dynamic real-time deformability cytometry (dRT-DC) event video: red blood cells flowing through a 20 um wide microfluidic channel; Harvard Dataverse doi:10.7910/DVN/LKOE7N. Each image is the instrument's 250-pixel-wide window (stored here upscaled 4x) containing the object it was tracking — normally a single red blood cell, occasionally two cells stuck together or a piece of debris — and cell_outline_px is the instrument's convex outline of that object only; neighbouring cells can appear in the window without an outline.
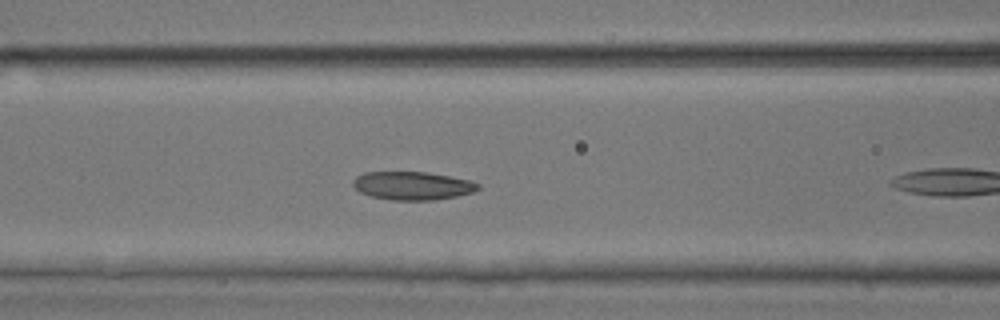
{"species": "common noctule bat (a hibernating species)", "species_latin": "Nyctalus noctula", "temperature_condition": "room temperature", "stored_images_in_passage": 10, "camera_frame_rate_fps": 3000, "um_per_image_px": 0.085, "animal": {"sex": "male", "body_mass_g": 17.9, "forearm_length_mm": 54.2}, "frame": {"image": 1, "passage_image": 9, "time_ms": 2.667, "image_size_px": [1000, 320], "cell_outline_px": [[480, 188], [472, 192], [456, 196], [432, 200], [392, 200], [372, 196], [360, 192], [352, 184], [352, 180], [356, 176], [364, 172], [428, 172], [472, 180], [480, 184]], "centroid_in_image_um": [35.07, 15.77], "position_along_channel_um": 131.5, "area_um2": 20.63}}